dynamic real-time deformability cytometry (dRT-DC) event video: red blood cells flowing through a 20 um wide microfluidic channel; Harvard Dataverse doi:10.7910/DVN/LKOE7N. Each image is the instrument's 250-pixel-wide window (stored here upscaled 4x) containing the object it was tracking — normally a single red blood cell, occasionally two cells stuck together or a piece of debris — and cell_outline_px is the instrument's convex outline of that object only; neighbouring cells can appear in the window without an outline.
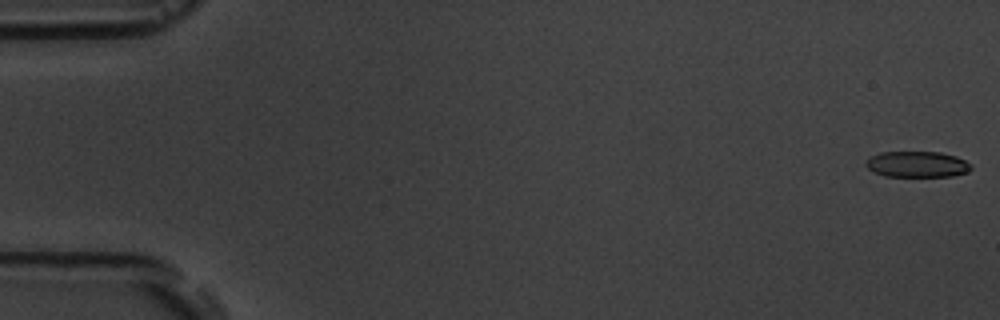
{"species": "common noctule bat (a hibernating species)", "species_latin": "Nyctalus noctula", "temperature_condition": "room temperature", "stored_images_in_passage": 6, "camera_frame_rate_fps": 3000, "um_per_image_px": 0.085, "animal": {"sex": "male", "body_mass_g": 19.5, "forearm_length_mm": 54.6}, "frame": {"image": 1, "passage_image": 1, "time_ms": 0.0, "image_size_px": [1000, 320], "cell_outline_px": [[972, 168], [968, 172], [952, 176], [884, 176], [868, 168], [864, 164], [864, 160], [880, 152], [940, 152], [956, 156], [972, 164]], "centroid_in_image_um": [77.96, 13.96], "position_along_channel_um": 7.0, "area_um2": 15.95}}
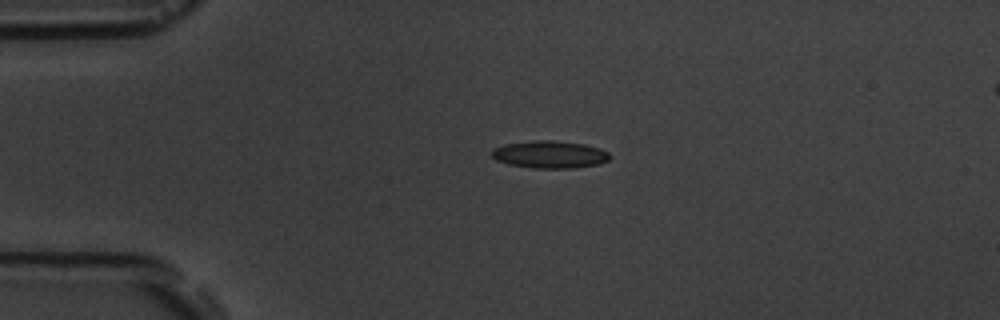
{"frame": {"image": 2, "passage_image": 4, "time_ms": 4.0, "image_size_px": [1000, 320], "cell_outline_px": [[612, 156], [608, 160], [600, 164], [572, 168], [532, 168], [508, 164], [496, 160], [492, 156], [492, 148], [504, 144], [532, 140], [552, 140], [584, 144], [600, 148], [608, 152]], "centroid_in_image_um": [46.73, 13.13], "position_along_channel_um": 38.3, "area_um2": 19.02}}